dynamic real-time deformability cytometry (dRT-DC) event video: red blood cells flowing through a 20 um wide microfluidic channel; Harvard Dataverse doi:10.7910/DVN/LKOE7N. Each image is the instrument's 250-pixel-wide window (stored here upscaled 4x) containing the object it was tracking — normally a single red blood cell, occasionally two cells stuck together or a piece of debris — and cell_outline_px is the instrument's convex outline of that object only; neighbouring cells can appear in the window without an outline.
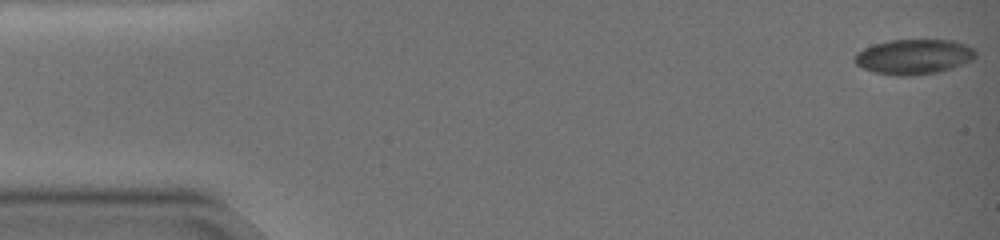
{"species": "common noctule bat (a hibernating species)", "species_latin": "Nyctalus noctula", "temperature_condition": "warm", "stored_images_in_passage": 68, "camera_frame_rate_fps": 3000, "um_per_image_px": 0.085, "animal": {"sex": "female", "body_mass_g": 19.0, "forearm_length_mm": 51.5}, "frame": {"image": 1, "passage_image": 1, "time_ms": 0.0, "image_size_px": [1000, 240], "cell_outline_px": [[976, 56], [952, 68], [936, 72], [912, 76], [896, 76], [876, 72], [864, 68], [856, 64], [856, 56], [860, 52], [868, 48], [880, 44], [896, 40], [944, 40], [964, 44], [972, 48], [976, 52]], "centroid_in_image_um": [77.71, 4.84], "position_along_channel_um": 7.3, "area_um2": 23.7}}
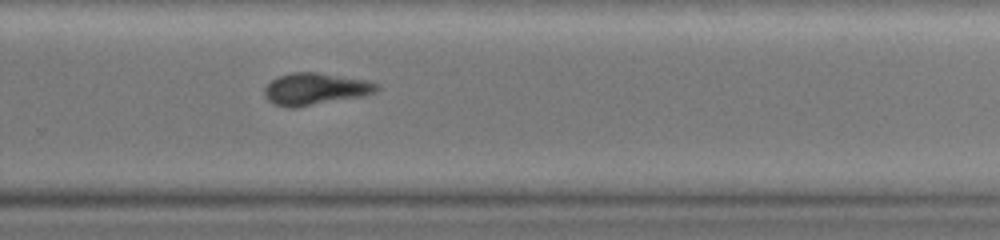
{"frame": {"image": 2, "passage_image": 47, "time_ms": 15.333, "image_size_px": [1000, 240], "cell_outline_px": [[380, 88], [376, 92], [364, 96], [296, 108], [288, 108], [272, 104], [264, 96], [264, 88], [272, 80], [280, 76], [292, 72], [316, 72], [368, 80], [380, 84]], "centroid_in_image_um": [26.82, 7.57], "position_along_channel_um": 303.0, "area_um2": 21.21}}
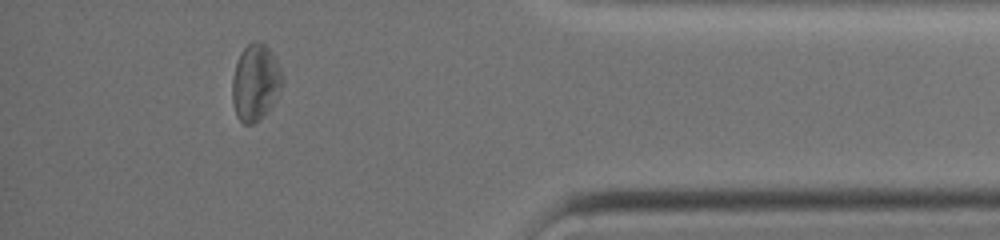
{"frame": {"image": 3, "passage_image": 61, "time_ms": 20.0, "image_size_px": [1000, 240], "cell_outline_px": [[284, 84], [276, 100], [252, 124], [244, 124], [236, 116], [232, 104], [232, 76], [240, 52], [252, 40], [260, 40], [272, 52], [284, 76]], "centroid_in_image_um": [21.71, 6.97], "position_along_channel_um": 413.5, "area_um2": 22.48}, "authors_computed_cell_mechanics": {"area_um2": 21.8195, "velocity_mm_per_s": 2.8485, "shape_relaxation_time_tau1_ms": 5.4058, "shape_relaxation_time_tau2_ms": 4.2253, "deformation_change_tau1": 0.1142, "deformation_change_tau2": 0.1034}}